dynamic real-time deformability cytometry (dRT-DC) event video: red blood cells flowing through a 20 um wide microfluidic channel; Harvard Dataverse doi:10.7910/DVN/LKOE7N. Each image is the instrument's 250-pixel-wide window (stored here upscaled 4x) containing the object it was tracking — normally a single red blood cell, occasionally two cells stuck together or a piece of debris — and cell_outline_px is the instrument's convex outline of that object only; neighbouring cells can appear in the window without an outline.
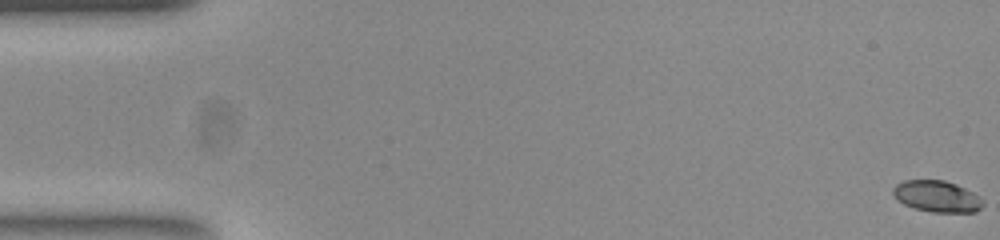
{"species": "common noctule bat (a hibernating species)", "species_latin": "Nyctalus noctula", "temperature_condition": "room temperature", "stored_images_in_passage": 54, "camera_frame_rate_fps": 3000, "um_per_image_px": 0.085, "animal": {"sex": "female", "body_mass_g": 23.0, "forearm_length_mm": 53.4}, "frame": {"image": 1, "passage_image": 1, "time_ms": 0.0, "image_size_px": [1000, 240], "cell_outline_px": [[984, 204], [976, 212], [932, 212], [912, 208], [896, 200], [892, 192], [892, 188], [896, 184], [904, 180], [944, 180], [956, 184], [980, 196], [984, 200]], "centroid_in_image_um": [79.62, 16.69], "position_along_channel_um": 5.4, "area_um2": 16.65}}
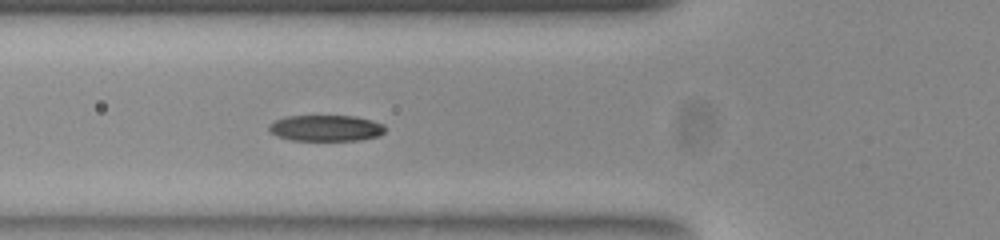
{"frame": {"image": 2, "passage_image": 20, "time_ms": 6.333, "image_size_px": [1000, 240], "cell_outline_px": [[384, 132], [380, 136], [360, 140], [292, 140], [276, 136], [268, 128], [268, 124], [284, 116], [356, 116], [372, 120], [384, 124]], "centroid_in_image_um": [27.71, 10.88], "position_along_channel_um": 98.1, "area_um2": 17.74}}
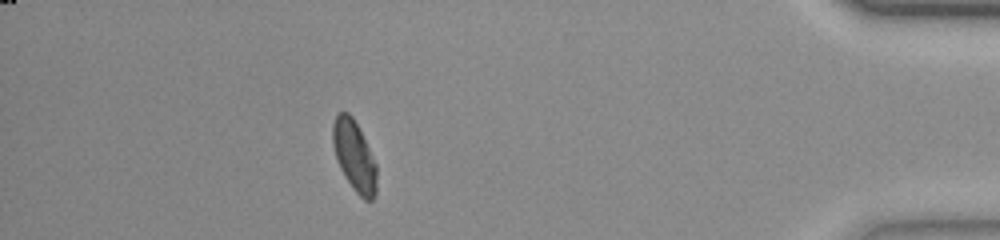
{"frame": {"image": 3, "passage_image": 48, "time_ms": 15.667, "image_size_px": [1000, 240], "cell_outline_px": [[376, 192], [372, 200], [364, 200], [352, 188], [344, 176], [336, 160], [332, 144], [332, 124], [336, 116], [340, 112], [348, 112], [352, 116], [376, 164]], "centroid_in_image_um": [30.08, 13.27], "position_along_channel_um": 405.1, "area_um2": 17.86}, "authors_computed_cell_mechanics": {"area_um2": 17.8602, "velocity_mm_per_s": 3.8541, "shape_relaxation_time_tau1_ms": 3.3804, "shape_relaxation_time_tau2_ms": 3.1733, "deformation_change_tau1": 0.1479, "deformation_change_tau2": 0.0545}}